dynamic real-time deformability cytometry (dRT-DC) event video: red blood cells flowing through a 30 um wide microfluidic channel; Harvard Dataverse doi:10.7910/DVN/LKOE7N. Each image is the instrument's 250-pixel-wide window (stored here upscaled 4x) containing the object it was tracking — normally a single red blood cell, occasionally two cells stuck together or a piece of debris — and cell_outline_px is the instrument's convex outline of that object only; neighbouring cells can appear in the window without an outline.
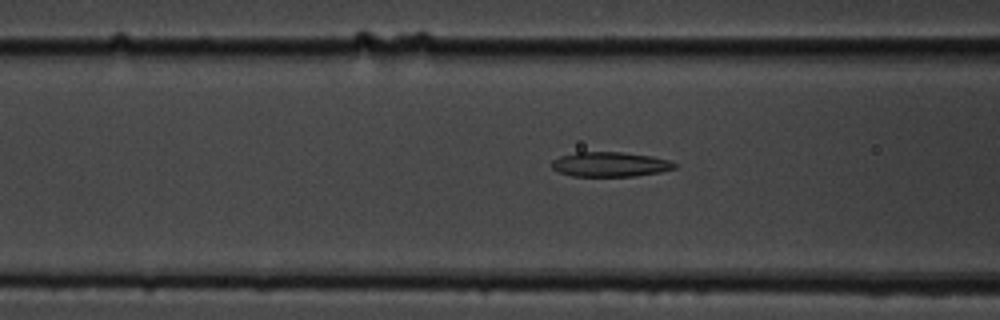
{"species": "common noctule bat (a hibernating species)", "species_latin": "Nyctalus noctula", "temperature_condition": "cold", "stored_images_in_passage": 46, "segment_of_instrument_passage": [1, 2], "camera_frame_rate_fps": 3000, "um_per_image_px": 0.085, "animal": {"sex": "male", "body_mass_g": 19.5, "forearm_length_mm": 54.6}, "frame": {"image": 1, "passage_image": 23, "time_ms": 7.333, "image_size_px": [1000, 320], "cell_outline_px": [[676, 168], [660, 172], [632, 176], [572, 176], [560, 172], [552, 168], [552, 160], [560, 156], [576, 152], [620, 152], [652, 156], [668, 160], [676, 164]], "centroid_in_image_um": [51.85, 13.97], "position_along_channel_um": 114.8, "area_um2": 17.57}}
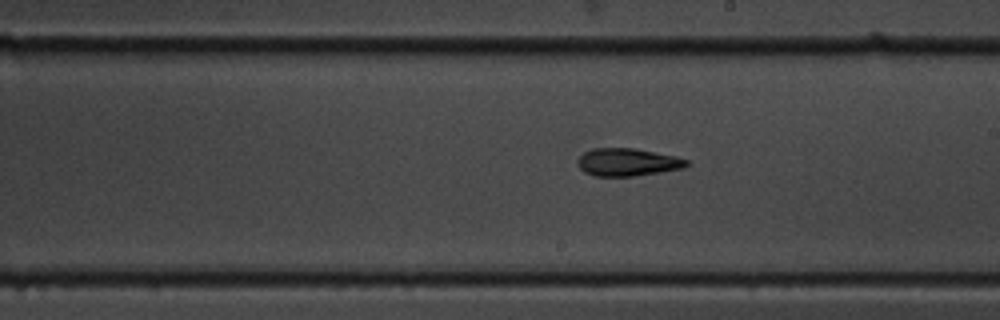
{"frame": {"image": 2, "passage_image": 33, "time_ms": 10.667, "image_size_px": [1000, 320], "cell_outline_px": [[688, 164], [684, 168], [660, 172], [632, 176], [592, 176], [584, 172], [576, 164], [576, 160], [584, 152], [592, 148], [636, 148], [676, 156], [688, 160]], "centroid_in_image_um": [53.31, 13.78], "position_along_channel_um": 235.7, "area_um2": 17.74}}
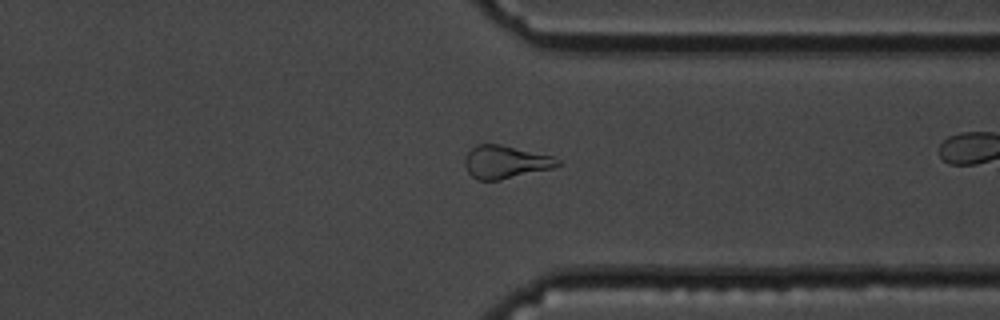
{"frame": {"image": 3, "passage_image": 44, "time_ms": 14.333, "image_size_px": [1000, 320], "cell_outline_px": [[564, 164], [552, 168], [500, 180], [476, 180], [468, 172], [464, 164], [464, 160], [468, 152], [476, 144], [500, 144], [552, 156], [560, 160]], "centroid_in_image_um": [42.96, 13.77], "position_along_channel_um": 368.4, "area_um2": 17.8}}